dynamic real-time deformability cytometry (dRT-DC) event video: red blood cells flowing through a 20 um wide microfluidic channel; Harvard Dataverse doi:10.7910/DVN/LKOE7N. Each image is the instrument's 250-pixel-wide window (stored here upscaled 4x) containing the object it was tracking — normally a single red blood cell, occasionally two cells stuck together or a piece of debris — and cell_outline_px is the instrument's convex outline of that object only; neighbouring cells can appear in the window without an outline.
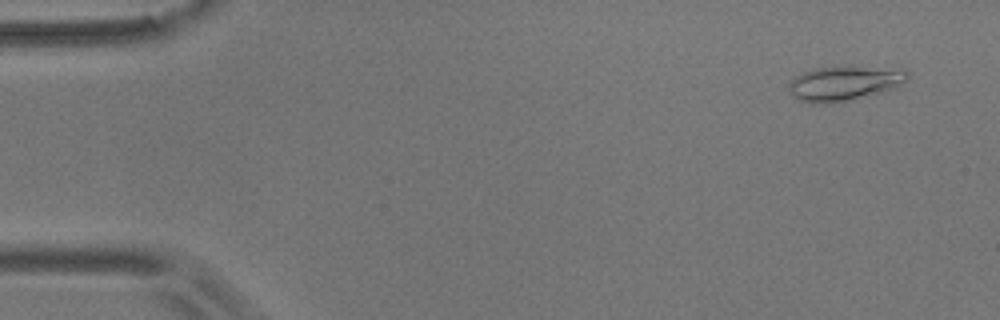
{"species": "common noctule bat (a hibernating species)", "species_latin": "Nyctalus noctula", "temperature_condition": "room temperature", "stored_images_in_passage": 55, "camera_frame_rate_fps": 3000, "um_per_image_px": 0.085, "animal": {"sex": "male", "body_mass_g": 17.9}, "frame": {"image": 1, "passage_image": 4, "time_ms": 1.0, "image_size_px": [1000, 320], "cell_outline_px": [[908, 80], [896, 88], [832, 104], [812, 104], [800, 100], [792, 96], [788, 92], [788, 84], [796, 76], [804, 72], [816, 68], [840, 64], [904, 68], [908, 72]], "centroid_in_image_um": [71.79, 7.04], "position_along_channel_um": 13.2, "area_um2": 24.97}}
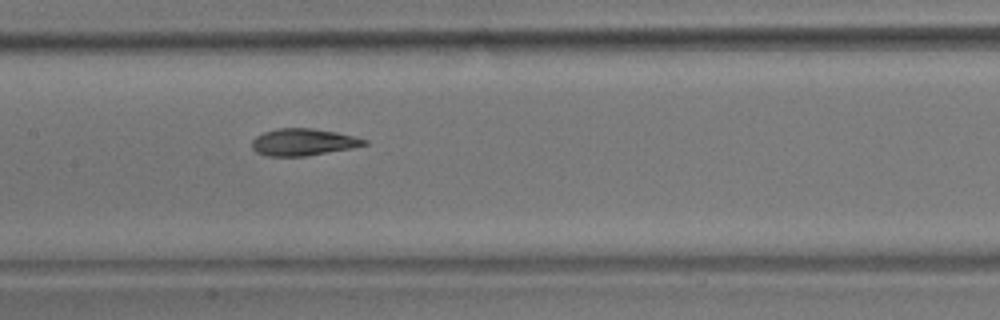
{"frame": {"image": 2, "passage_image": 27, "time_ms": 8.667, "image_size_px": [1000, 320], "cell_outline_px": [[368, 144], [352, 148], [304, 156], [264, 156], [256, 152], [252, 148], [252, 140], [256, 136], [264, 132], [276, 128], [312, 128], [336, 132], [368, 140]], "centroid_in_image_um": [25.74, 12.08], "position_along_channel_um": 181.7, "area_um2": 17.63}}
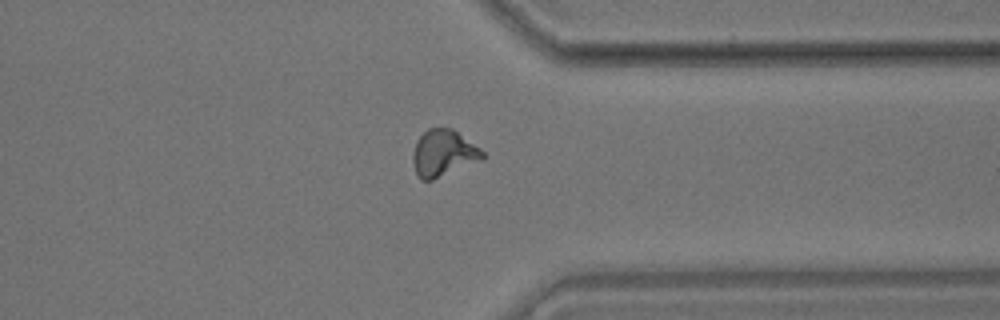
{"frame": {"image": 3, "passage_image": 43, "time_ms": 14.0, "image_size_px": [1000, 320], "cell_outline_px": [[484, 156], [480, 160], [432, 180], [420, 180], [416, 172], [412, 160], [412, 156], [416, 140], [428, 128], [452, 128], [480, 148], [484, 152]], "centroid_in_image_um": [37.66, 13.01], "position_along_channel_um": 373.7, "area_um2": 18.67}, "authors_computed_cell_mechanics": {"area_um2": 18.2648, "velocity_mm_per_s": 3.6631, "shape_relaxation_time_tau1_ms": 6.9125, "shape_relaxation_time_tau2_ms": 2.3354, "deformation_change_tau1": 0.1922, "deformation_change_tau2": 0.0889}}